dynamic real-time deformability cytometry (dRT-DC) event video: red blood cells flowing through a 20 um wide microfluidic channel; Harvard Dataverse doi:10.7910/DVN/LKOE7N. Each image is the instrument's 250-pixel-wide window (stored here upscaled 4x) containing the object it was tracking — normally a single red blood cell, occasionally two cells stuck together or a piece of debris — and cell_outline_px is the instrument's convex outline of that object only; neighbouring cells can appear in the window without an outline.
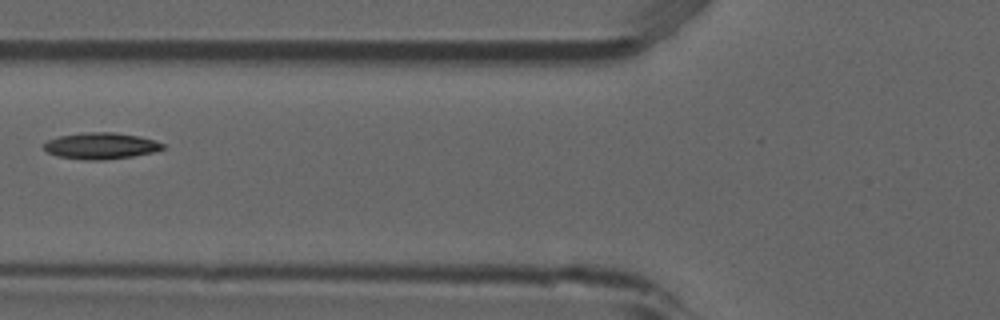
{"species": "common noctule bat (a hibernating species)", "species_latin": "Nyctalus noctula", "temperature_condition": "room temperature", "stored_images_in_passage": 3, "camera_frame_rate_fps": 3000, "um_per_image_px": 0.085, "animal": {"sex": "male", "forearm_length_mm": 52.5}, "frame": {"image": 1, "passage_image": 3, "time_ms": 0.667, "image_size_px": [1000, 320], "cell_outline_px": [[164, 148], [156, 152], [132, 156], [104, 160], [84, 160], [56, 156], [48, 152], [44, 148], [44, 144], [48, 140], [60, 136], [84, 132], [112, 132], [140, 136], [156, 140], [164, 144]], "centroid_in_image_um": [8.6, 12.4], "position_along_channel_um": 117.2, "area_um2": 18.38}}